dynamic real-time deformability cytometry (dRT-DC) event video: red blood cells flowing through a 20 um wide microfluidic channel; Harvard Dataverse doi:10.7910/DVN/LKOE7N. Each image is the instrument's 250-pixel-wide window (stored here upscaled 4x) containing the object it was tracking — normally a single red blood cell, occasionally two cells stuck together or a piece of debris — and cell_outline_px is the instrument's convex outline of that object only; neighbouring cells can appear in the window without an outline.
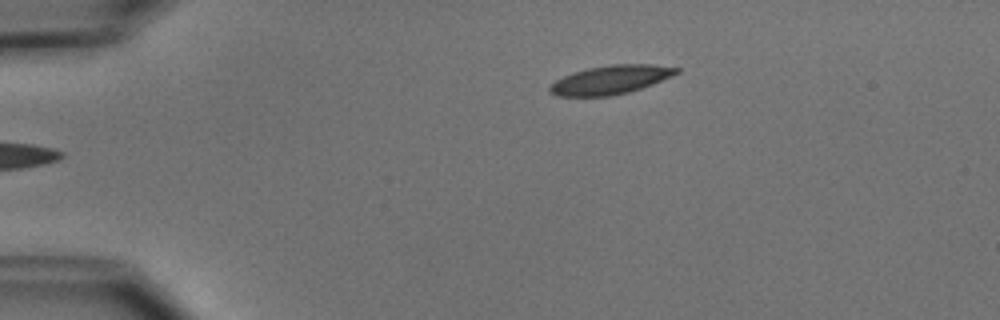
{"species": "common noctule bat (a hibernating species)", "species_latin": "Nyctalus noctula", "temperature_condition": "cold", "stored_images_in_passage": 6, "camera_frame_rate_fps": 3000, "um_per_image_px": 0.085, "animal": {"sex": "male", "body_mass_g": 15.6}, "frame": {"image": 1, "passage_image": 6, "time_ms": 6.0, "image_size_px": [1000, 320], "cell_outline_px": [[680, 72], [672, 76], [652, 84], [628, 92], [612, 96], [556, 96], [548, 92], [548, 88], [556, 80], [564, 76], [588, 68], [612, 64], [652, 64], [680, 68]], "centroid_in_image_um": [51.9, 6.78], "position_along_channel_um": 33.1, "area_um2": 21.1}}